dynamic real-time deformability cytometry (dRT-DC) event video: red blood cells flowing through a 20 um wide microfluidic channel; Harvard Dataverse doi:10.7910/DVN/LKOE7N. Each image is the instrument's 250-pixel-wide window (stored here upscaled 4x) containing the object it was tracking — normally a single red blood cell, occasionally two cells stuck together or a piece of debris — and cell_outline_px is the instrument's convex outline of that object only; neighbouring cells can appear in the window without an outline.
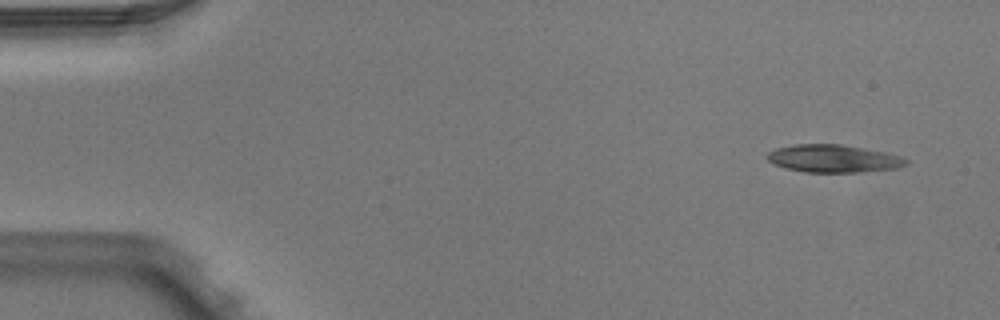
{"species": "Egyptian fruit bat (a non-hibernating species)", "species_latin": "Rousettus aegyptiacus", "temperature_condition": "warm", "stored_images_in_passage": 3, "camera_frame_rate_fps": 3000, "um_per_image_px": 0.085, "animal": {"sex": "male"}, "frame": {"image": 1, "passage_image": 1, "time_ms": 0.0, "image_size_px": [1000, 320], "cell_outline_px": [[908, 164], [896, 168], [856, 172], [804, 172], [784, 168], [772, 164], [764, 156], [768, 152], [776, 148], [792, 144], [840, 144], [884, 152], [900, 156], [908, 160]], "centroid_in_image_um": [70.76, 13.48], "position_along_channel_um": 14.2, "area_um2": 22.43}}
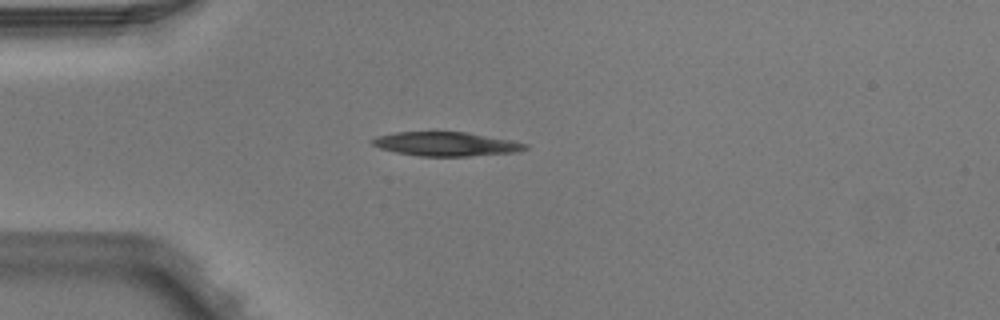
{"frame": {"image": 2, "passage_image": 3, "time_ms": 0.667, "image_size_px": [1000, 320], "cell_outline_px": [[528, 148], [516, 152], [468, 156], [420, 156], [396, 152], [380, 148], [372, 144], [368, 140], [376, 136], [396, 132], [468, 132], [512, 140], [528, 144]], "centroid_in_image_um": [37.9, 12.23], "position_along_channel_um": 47.1, "area_um2": 21.44}}